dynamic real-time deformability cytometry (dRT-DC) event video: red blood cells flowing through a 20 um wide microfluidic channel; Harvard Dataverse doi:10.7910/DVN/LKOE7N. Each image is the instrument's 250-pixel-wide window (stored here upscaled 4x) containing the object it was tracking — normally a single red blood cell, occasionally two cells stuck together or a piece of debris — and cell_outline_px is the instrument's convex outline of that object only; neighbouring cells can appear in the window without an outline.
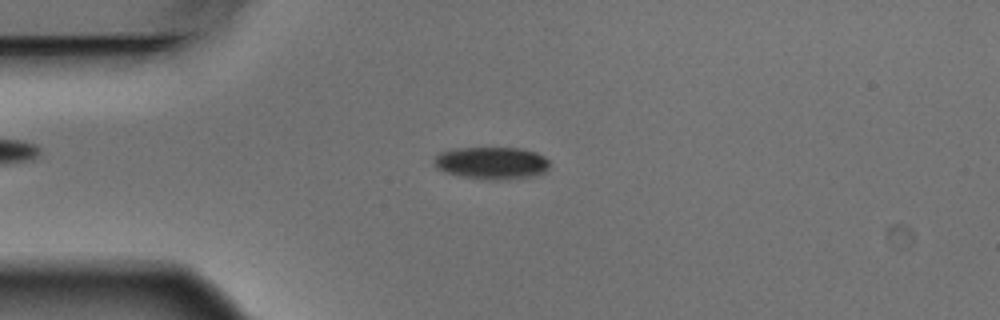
{"species": "Egyptian fruit bat (a non-hibernating species)", "species_latin": "Rousettus aegyptiacus", "temperature_condition": "warm", "stored_images_in_passage": 4, "camera_frame_rate_fps": 3000, "um_per_image_px": 0.085, "animal": {"sex": "male"}, "frame": {"image": 1, "passage_image": 3, "time_ms": 0.667, "image_size_px": [1000, 320], "cell_outline_px": [[548, 168], [544, 172], [536, 176], [508, 180], [488, 180], [460, 176], [436, 168], [432, 164], [432, 156], [440, 152], [452, 148], [520, 148], [536, 152], [544, 156], [548, 160]], "centroid_in_image_um": [41.75, 13.86], "position_along_channel_um": 43.2, "area_um2": 22.2}}